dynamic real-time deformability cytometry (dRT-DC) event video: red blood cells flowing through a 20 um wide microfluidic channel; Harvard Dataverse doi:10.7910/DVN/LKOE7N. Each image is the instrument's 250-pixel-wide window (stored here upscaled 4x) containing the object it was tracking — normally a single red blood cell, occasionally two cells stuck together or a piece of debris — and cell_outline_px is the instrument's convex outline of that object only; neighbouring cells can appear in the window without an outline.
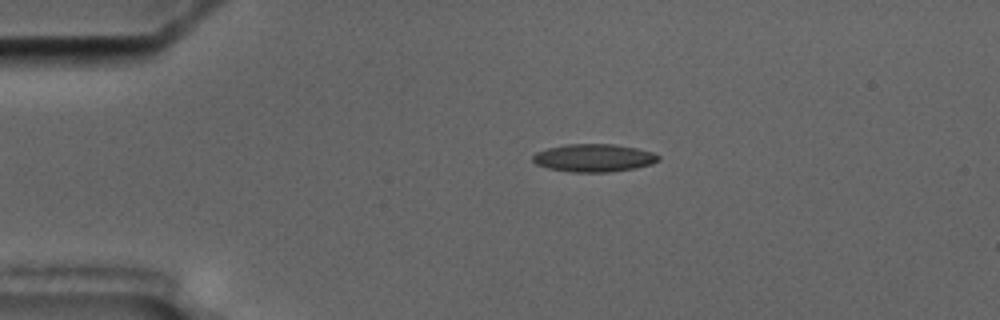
{"species": "common noctule bat (a hibernating species)", "species_latin": "Nyctalus noctula", "temperature_condition": "cold", "stored_images_in_passage": 4, "camera_frame_rate_fps": 3000, "um_per_image_px": 0.085, "animal": {"sex": "male", "body_mass_g": 17.5, "forearm_length_mm": 52.3}, "frame": {"image": 1, "passage_image": 3, "time_ms": 2.333, "image_size_px": [1000, 320], "cell_outline_px": [[660, 160], [652, 164], [636, 168], [608, 172], [572, 172], [548, 168], [536, 164], [532, 160], [532, 156], [536, 152], [548, 148], [564, 144], [612, 144], [636, 148], [652, 152], [660, 156]], "centroid_in_image_um": [50.47, 13.42], "position_along_channel_um": 34.5, "area_um2": 20.4}}